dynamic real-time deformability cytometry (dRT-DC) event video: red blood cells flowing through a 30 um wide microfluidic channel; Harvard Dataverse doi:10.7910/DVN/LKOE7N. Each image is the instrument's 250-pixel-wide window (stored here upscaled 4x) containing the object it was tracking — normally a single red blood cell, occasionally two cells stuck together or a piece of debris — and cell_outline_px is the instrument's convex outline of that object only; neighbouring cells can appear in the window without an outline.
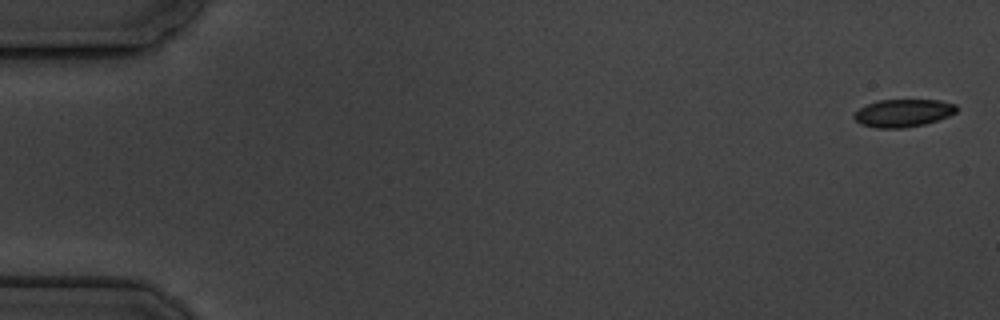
{"species": "common noctule bat (a hibernating species)", "species_latin": "Nyctalus noctula", "temperature_condition": "cold", "stored_images_in_passage": 8, "camera_frame_rate_fps": 3000, "um_per_image_px": 0.085, "animal": {"sex": "male", "body_mass_g": 19.5, "forearm_length_mm": 54.6}, "frame": {"image": 1, "passage_image": 1, "time_ms": 0.0, "image_size_px": [1000, 320], "cell_outline_px": [[956, 112], [948, 116], [924, 124], [904, 128], [876, 128], [860, 124], [852, 116], [860, 108], [868, 104], [880, 100], [940, 100], [956, 104]], "centroid_in_image_um": [76.76, 9.61], "position_along_channel_um": 8.2, "area_um2": 16.42}}
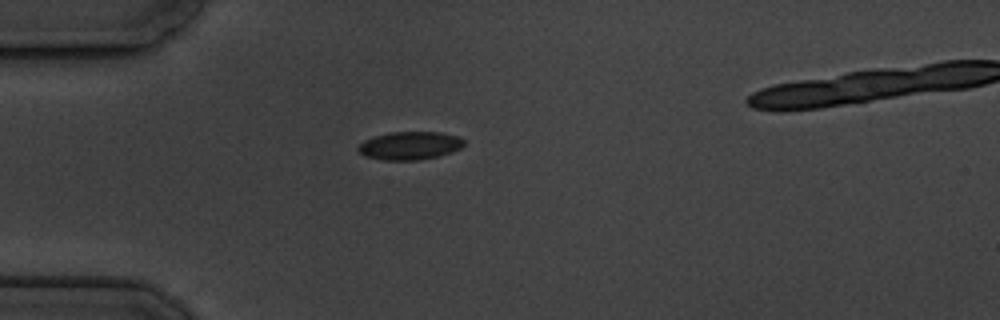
{"frame": {"image": 2, "passage_image": 5, "time_ms": 5.0, "image_size_px": [1000, 320], "cell_outline_px": [[464, 144], [460, 148], [452, 152], [440, 156], [416, 160], [384, 160], [364, 156], [356, 148], [364, 140], [376, 136], [392, 132], [440, 132], [456, 136], [464, 140]], "centroid_in_image_um": [34.83, 12.38], "position_along_channel_um": 50.2, "area_um2": 17.22}}
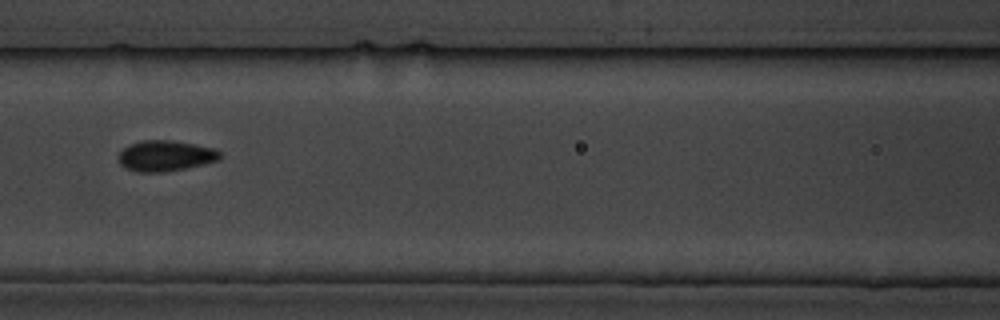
{"frame": {"image": 3, "passage_image": 8, "time_ms": 8.333, "image_size_px": [1000, 320], "cell_outline_px": [[224, 156], [220, 160], [204, 164], [184, 168], [160, 172], [140, 172], [128, 168], [120, 164], [120, 152], [124, 148], [140, 140], [164, 140], [196, 144], [216, 148]], "centroid_in_image_um": [14.14, 13.23], "position_along_channel_um": 152.5, "area_um2": 17.98}}